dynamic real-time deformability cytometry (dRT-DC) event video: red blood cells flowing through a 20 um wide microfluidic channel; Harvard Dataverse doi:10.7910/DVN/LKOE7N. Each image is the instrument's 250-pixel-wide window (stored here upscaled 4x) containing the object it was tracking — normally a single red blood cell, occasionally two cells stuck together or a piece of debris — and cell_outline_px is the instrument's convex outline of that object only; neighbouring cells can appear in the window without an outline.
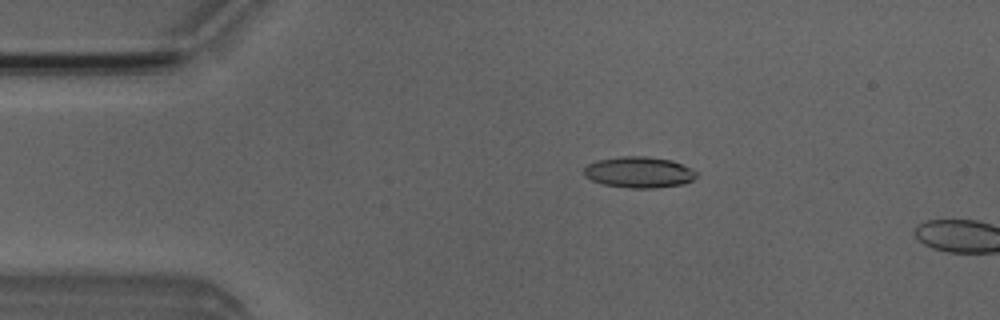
{"species": "Egyptian fruit bat (a non-hibernating species)", "species_latin": "Rousettus aegyptiacus", "temperature_condition": "room temperature", "stored_images_in_passage": 3, "camera_frame_rate_fps": 3000, "um_per_image_px": 0.085, "animal": {"sex": "male"}, "frame": {"image": 1, "passage_image": 2, "time_ms": 2.0, "image_size_px": [1000, 320], "cell_outline_px": [[696, 176], [692, 180], [684, 184], [656, 188], [628, 188], [604, 184], [592, 180], [584, 176], [584, 168], [588, 164], [596, 160], [620, 156], [648, 156], [672, 160], [692, 168], [696, 172]], "centroid_in_image_um": [54.32, 14.63], "position_along_channel_um": 30.7, "area_um2": 20.52}}